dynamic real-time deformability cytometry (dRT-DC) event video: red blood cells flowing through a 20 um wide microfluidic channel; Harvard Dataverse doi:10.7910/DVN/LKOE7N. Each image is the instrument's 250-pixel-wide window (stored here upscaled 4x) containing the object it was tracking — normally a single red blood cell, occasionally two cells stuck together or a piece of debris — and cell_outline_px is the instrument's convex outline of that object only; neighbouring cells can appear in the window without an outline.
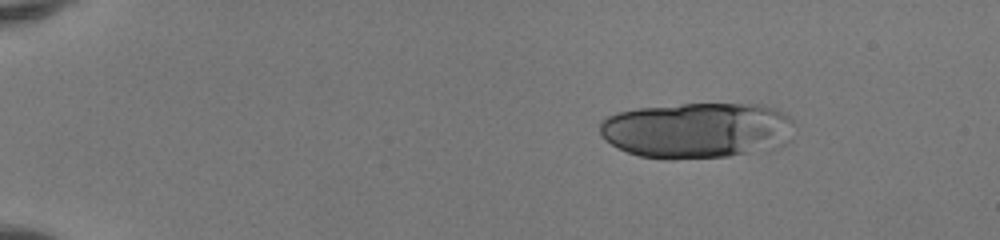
{"species": "human", "species_latin": "Homo sapiens", "temperature_condition": "room temperature", "stored_images_in_passage": 48, "segment_of_instrument_passage": [1, 2], "camera_frame_rate_fps": 3000, "um_per_image_px": 0.085, "donor": {"sex": "female"}, "frame": {"image": 1, "passage_image": 8, "time_ms": 2.333, "image_size_px": [1000, 240], "cell_outline_px": [[792, 140], [768, 152], [728, 156], [676, 160], [668, 160], [640, 156], [628, 152], [604, 140], [600, 136], [600, 120], [616, 112], [636, 108], [680, 104], [760, 104], [776, 108], [784, 112], [792, 120]], "centroid_in_image_um": [59.29, 11.09], "position_along_channel_um": 25.7, "area_um2": 64.62}}
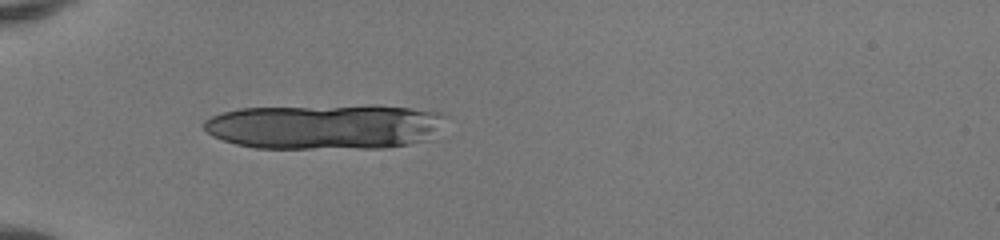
{"frame": {"image": 2, "passage_image": 17, "time_ms": 5.333, "image_size_px": [1000, 240], "cell_outline_px": [[448, 116], [428, 140], [408, 144], [384, 148], [256, 148], [236, 144], [212, 136], [204, 128], [204, 120], [212, 116], [224, 112], [240, 108], [368, 104], [380, 104], [444, 112]], "centroid_in_image_um": [27.66, 10.74], "position_along_channel_um": 57.3, "area_um2": 64.5}}